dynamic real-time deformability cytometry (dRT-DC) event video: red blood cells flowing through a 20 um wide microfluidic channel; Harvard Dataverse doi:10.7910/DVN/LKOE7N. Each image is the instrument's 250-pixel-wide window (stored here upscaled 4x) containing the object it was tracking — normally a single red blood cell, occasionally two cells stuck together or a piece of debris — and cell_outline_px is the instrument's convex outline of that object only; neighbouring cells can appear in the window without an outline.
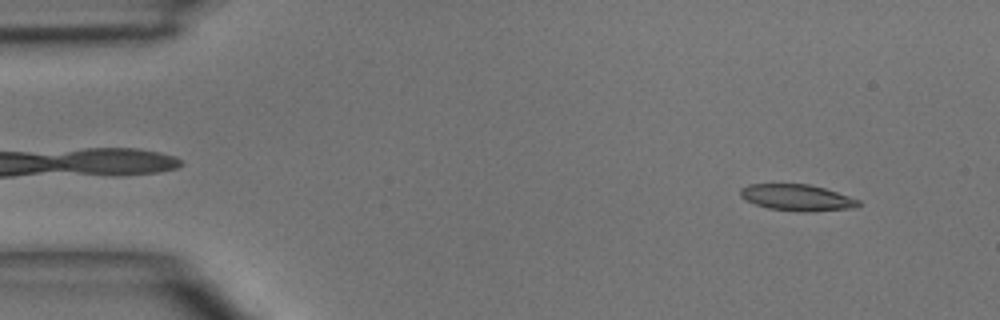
{"species": "common noctule bat (a hibernating species)", "species_latin": "Nyctalus noctula", "temperature_condition": "room temperature", "stored_images_in_passage": 4, "camera_frame_rate_fps": 3000, "um_per_image_px": 0.085, "animal": {"sex": "male", "body_mass_g": 15.6}, "frame": {"image": 1, "passage_image": 1, "time_ms": 0.0, "image_size_px": [1000, 320], "cell_outline_px": [[860, 204], [856, 208], [808, 212], [804, 212], [768, 208], [744, 200], [740, 196], [740, 188], [748, 184], [808, 184], [824, 188], [860, 200]], "centroid_in_image_um": [67.74, 16.8], "position_along_channel_um": 17.3, "area_um2": 18.15}}
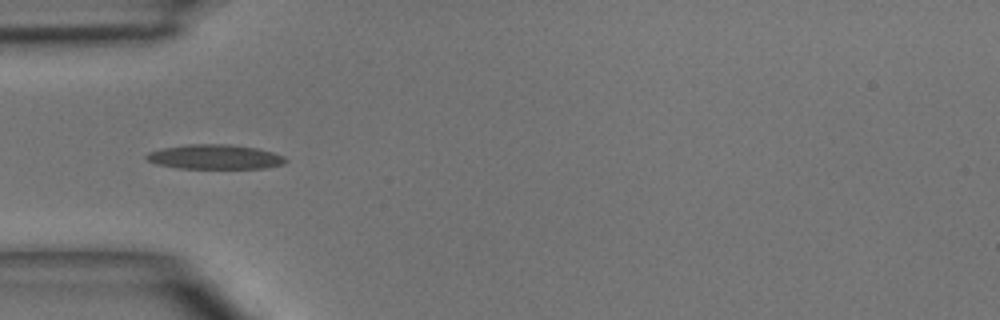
{"frame": {"image": 2, "passage_image": 3, "time_ms": 3.333, "image_size_px": [1000, 320], "cell_outline_px": [[288, 160], [284, 164], [264, 168], [180, 168], [156, 164], [148, 160], [144, 156], [148, 152], [160, 148], [188, 144], [228, 144], [256, 148], [272, 152], [284, 156]], "centroid_in_image_um": [18.25, 13.33], "position_along_channel_um": 66.8, "area_um2": 19.94}}